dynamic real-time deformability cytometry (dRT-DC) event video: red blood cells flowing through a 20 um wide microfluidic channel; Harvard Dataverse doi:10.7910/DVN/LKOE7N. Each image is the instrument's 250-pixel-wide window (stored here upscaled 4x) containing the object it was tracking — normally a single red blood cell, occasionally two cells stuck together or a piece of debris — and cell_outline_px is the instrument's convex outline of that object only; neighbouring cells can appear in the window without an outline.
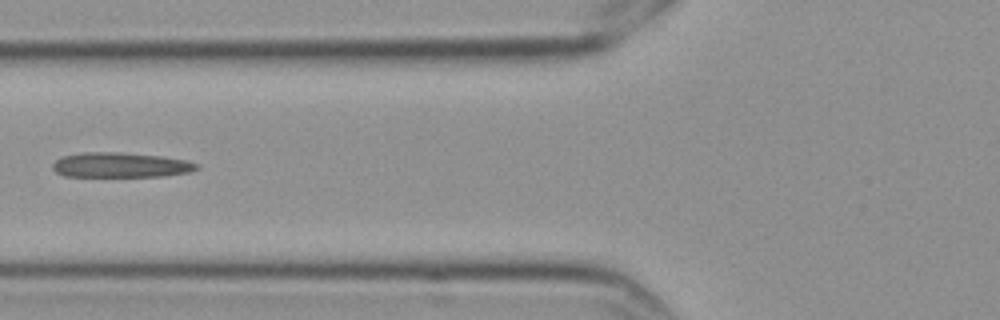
{"species": "Egyptian fruit bat (a non-hibernating species)", "species_latin": "Rousettus aegyptiacus", "temperature_condition": "cold", "stored_images_in_passage": 7, "camera_frame_rate_fps": 3000, "um_per_image_px": 0.085, "frame": {"image": 1, "passage_image": 6, "time_ms": 1.667, "image_size_px": [1000, 320], "cell_outline_px": [[200, 168], [188, 172], [164, 176], [64, 176], [56, 172], [52, 168], [52, 164], [56, 160], [64, 156], [84, 152], [116, 152], [160, 156], [184, 160], [196, 164]], "centroid_in_image_um": [10.21, 14.03], "position_along_channel_um": 115.6, "area_um2": 20.63}}
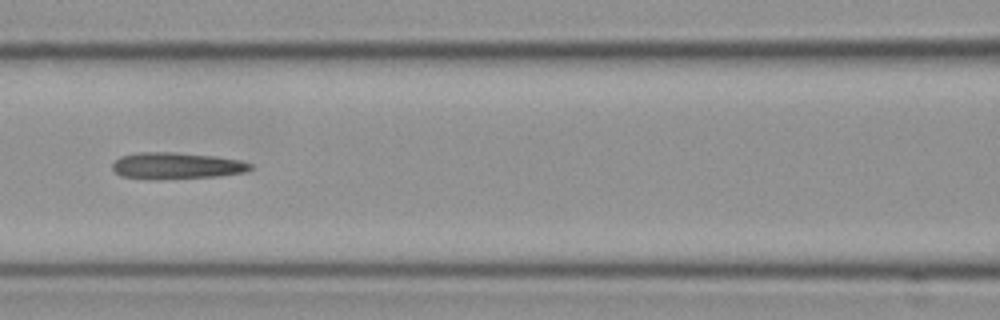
{"frame": {"image": 2, "passage_image": 7, "time_ms": 2.0, "image_size_px": [1000, 320], "cell_outline_px": [[252, 168], [244, 172], [216, 176], [160, 180], [156, 180], [120, 176], [112, 168], [112, 164], [120, 156], [136, 152], [168, 152], [212, 156], [240, 160], [252, 164]], "centroid_in_image_um": [14.95, 14.1], "position_along_channel_um": 151.7, "area_um2": 21.33}}